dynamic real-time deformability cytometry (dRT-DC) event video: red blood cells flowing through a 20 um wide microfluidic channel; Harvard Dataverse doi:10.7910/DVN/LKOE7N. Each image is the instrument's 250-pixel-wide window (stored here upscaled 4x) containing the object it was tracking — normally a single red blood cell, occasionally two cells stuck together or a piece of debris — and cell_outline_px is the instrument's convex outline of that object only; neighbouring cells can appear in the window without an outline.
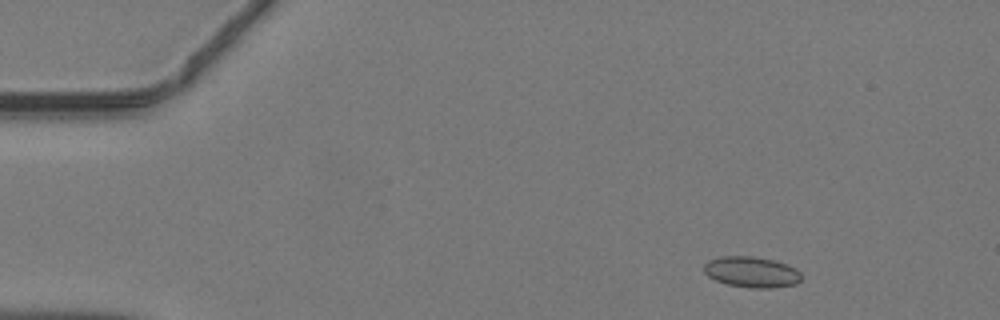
{"species": "common noctule bat (a hibernating species)", "species_latin": "Nyctalus noctula", "temperature_condition": "warm", "stored_images_in_passage": 46, "camera_frame_rate_fps": 3000, "um_per_image_px": 0.085, "animal": {"sex": "male", "body_mass_g": 19.2, "forearm_length_mm": 51.8}, "frame": {"image": 1, "passage_image": 6, "time_ms": 1.667, "image_size_px": [1000, 320], "cell_outline_px": [[800, 280], [796, 284], [768, 288], [748, 288], [728, 284], [716, 280], [708, 276], [704, 272], [704, 264], [708, 260], [720, 256], [752, 256], [772, 260], [788, 264], [796, 268], [800, 272]], "centroid_in_image_um": [63.87, 23.11], "position_along_channel_um": 21.1, "area_um2": 17.51}}
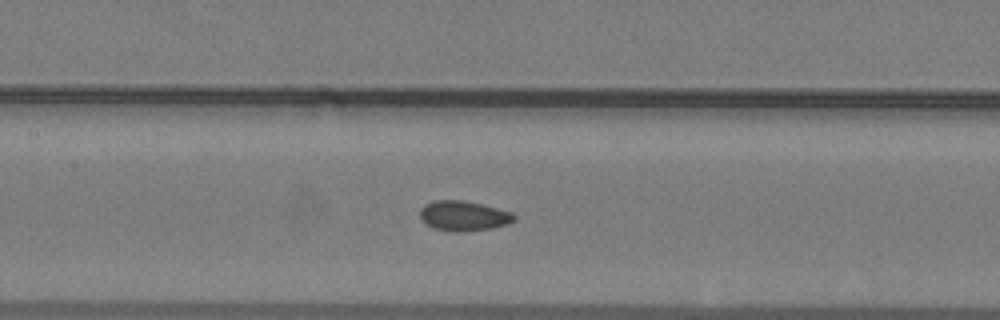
{"frame": {"image": 2, "passage_image": 22, "time_ms": 7.0, "image_size_px": [1000, 320], "cell_outline_px": [[516, 220], [508, 224], [492, 228], [456, 232], [432, 228], [420, 216], [420, 208], [424, 204], [432, 200], [464, 200], [512, 212], [516, 216]], "centroid_in_image_um": [39.41, 18.34], "position_along_channel_um": 168.0, "area_um2": 16.42}}
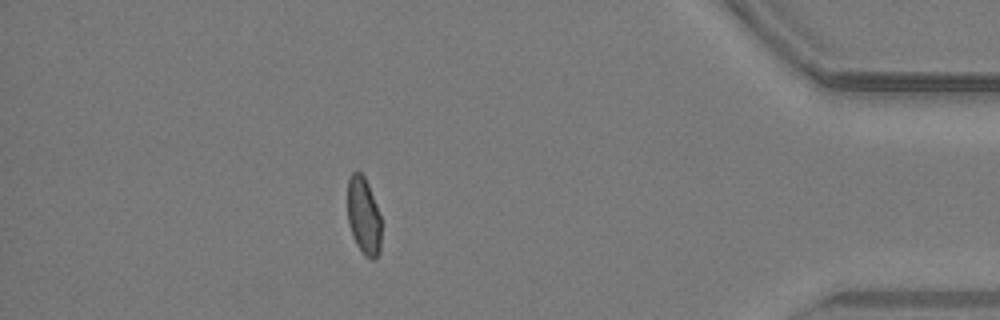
{"frame": {"image": 3, "passage_image": 41, "time_ms": 13.333, "image_size_px": [1000, 320], "cell_outline_px": [[380, 252], [376, 260], [372, 260], [364, 256], [356, 244], [352, 236], [348, 224], [348, 180], [352, 172], [360, 172], [364, 176], [368, 184], [376, 204], [380, 216]], "centroid_in_image_um": [30.9, 18.41], "position_along_channel_um": 404.3, "area_um2": 15.32}}